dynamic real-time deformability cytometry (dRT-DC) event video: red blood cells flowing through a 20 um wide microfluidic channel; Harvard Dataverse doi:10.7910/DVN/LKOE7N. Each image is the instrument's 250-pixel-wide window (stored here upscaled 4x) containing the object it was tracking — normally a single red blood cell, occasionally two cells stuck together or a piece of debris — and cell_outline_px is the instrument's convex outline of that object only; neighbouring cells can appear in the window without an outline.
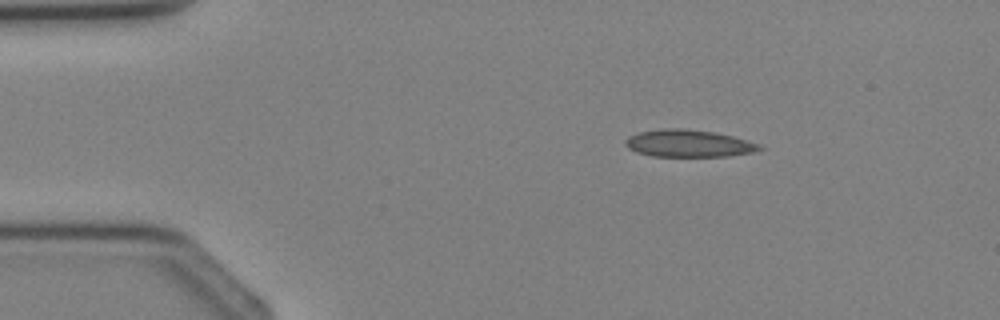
{"species": "Egyptian fruit bat (a non-hibernating species)", "species_latin": "Rousettus aegyptiacus", "temperature_condition": "cold", "stored_images_in_passage": 3, "segment_of_instrument_passage": [1, 2], "camera_frame_rate_fps": 3000, "um_per_image_px": 0.085, "animal": {"sex": "female"}, "frame": {"image": 1, "passage_image": 1, "time_ms": 0.0, "image_size_px": [1000, 320], "cell_outline_px": [[764, 148], [752, 152], [728, 156], [652, 156], [636, 152], [628, 148], [624, 144], [624, 140], [628, 136], [640, 132], [660, 128], [684, 128], [716, 132], [748, 140], [760, 144]], "centroid_in_image_um": [58.51, 12.18], "position_along_channel_um": 26.5, "area_um2": 21.44}}